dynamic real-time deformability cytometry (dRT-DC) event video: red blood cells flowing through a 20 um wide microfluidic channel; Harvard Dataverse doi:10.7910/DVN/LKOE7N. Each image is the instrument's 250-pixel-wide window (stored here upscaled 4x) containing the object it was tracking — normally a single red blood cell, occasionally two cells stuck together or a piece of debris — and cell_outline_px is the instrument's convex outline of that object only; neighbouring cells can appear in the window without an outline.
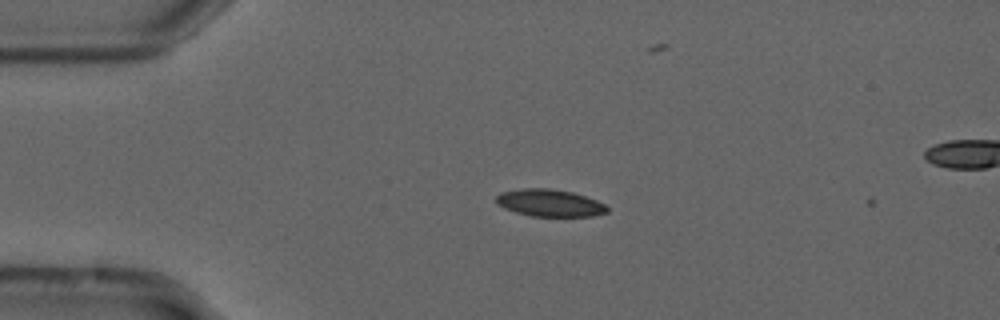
{"species": "common noctule bat (a hibernating species)", "species_latin": "Nyctalus noctula", "temperature_condition": "cold", "stored_images_in_passage": 3, "camera_frame_rate_fps": 3000, "um_per_image_px": 0.085, "animal": {"sex": "male", "forearm_length_mm": 52.5}, "frame": {"image": 1, "passage_image": 2, "time_ms": 0.333, "image_size_px": [1000, 320], "cell_outline_px": [[608, 212], [592, 216], [532, 216], [516, 212], [504, 208], [496, 204], [496, 196], [500, 192], [524, 188], [548, 188], [572, 192], [596, 200], [604, 204], [608, 208]], "centroid_in_image_um": [46.7, 17.25], "position_along_channel_um": 38.3, "area_um2": 17.51}}